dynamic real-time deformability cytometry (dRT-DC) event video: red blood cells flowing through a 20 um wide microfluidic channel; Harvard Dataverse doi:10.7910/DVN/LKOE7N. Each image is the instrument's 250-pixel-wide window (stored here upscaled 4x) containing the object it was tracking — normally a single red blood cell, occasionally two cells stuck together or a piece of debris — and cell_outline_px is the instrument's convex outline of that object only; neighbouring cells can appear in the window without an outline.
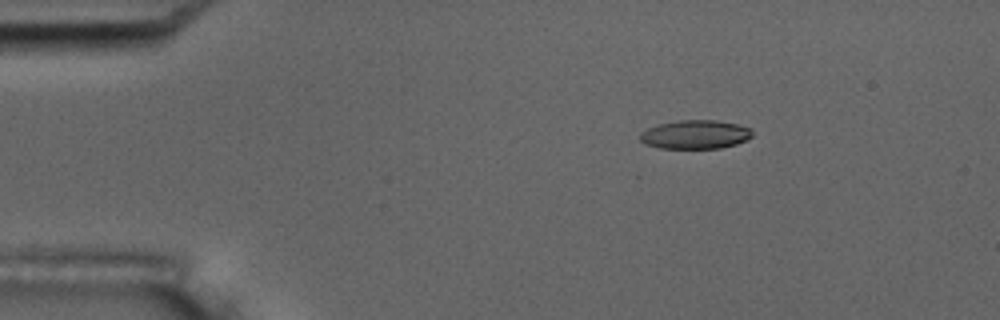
{"species": "common noctule bat (a hibernating species)", "species_latin": "Nyctalus noctula", "temperature_condition": "room temperature", "stored_images_in_passage": 4, "camera_frame_rate_fps": 3000, "um_per_image_px": 0.085, "animal": {"sex": "male", "body_mass_g": 17.5, "forearm_length_mm": 52.3}, "frame": {"image": 1, "passage_image": 1, "time_ms": 0.0, "image_size_px": [1000, 320], "cell_outline_px": [[752, 136], [748, 140], [736, 144], [720, 148], [660, 148], [644, 144], [640, 140], [640, 132], [648, 128], [660, 124], [680, 120], [716, 120], [736, 124], [752, 128]], "centroid_in_image_um": [59.11, 11.43], "position_along_channel_um": 25.9, "area_um2": 18.84}}